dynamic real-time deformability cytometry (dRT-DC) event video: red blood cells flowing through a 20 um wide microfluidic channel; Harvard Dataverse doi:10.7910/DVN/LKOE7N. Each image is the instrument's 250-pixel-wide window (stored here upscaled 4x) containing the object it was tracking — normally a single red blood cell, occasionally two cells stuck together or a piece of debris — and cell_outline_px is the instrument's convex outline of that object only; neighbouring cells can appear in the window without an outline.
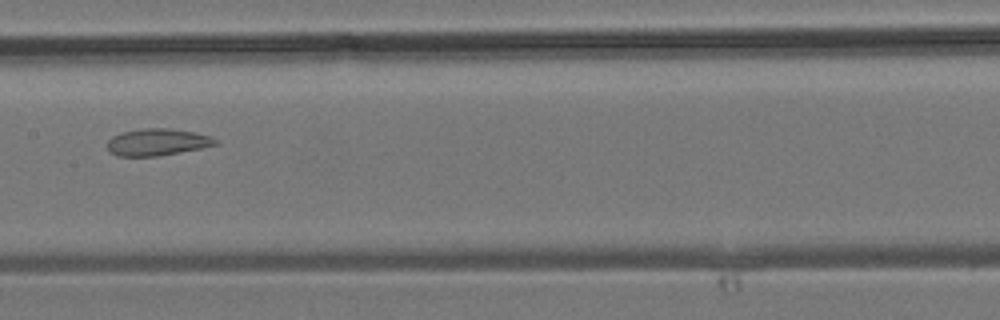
{"species": "common noctule bat (a hibernating species)", "species_latin": "Nyctalus noctula", "temperature_condition": "room temperature", "stored_images_in_passage": 37, "segment_of_instrument_passage": [2, 2], "camera_frame_rate_fps": 3000, "um_per_image_px": 0.085, "animal": {"sex": "male", "body_mass_g": 19.2, "forearm_length_mm": 51.8}, "frame": {"image": 1, "passage_image": 17, "time_ms": 5.333, "image_size_px": [1000, 320], "cell_outline_px": [[220, 144], [160, 156], [120, 156], [108, 152], [108, 140], [112, 136], [120, 132], [140, 128], [168, 128], [192, 132], [212, 136]], "centroid_in_image_um": [13.35, 12.08], "position_along_channel_um": 194.1, "area_um2": 17.05}}
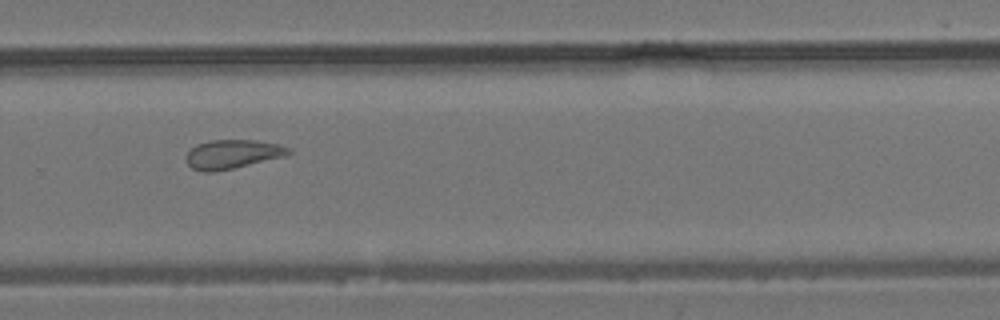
{"frame": {"image": 2, "passage_image": 24, "time_ms": 7.667, "image_size_px": [1000, 320], "cell_outline_px": [[292, 152], [288, 156], [232, 168], [212, 172], [200, 172], [192, 168], [184, 160], [184, 156], [196, 144], [208, 140], [256, 140], [280, 144], [292, 148]], "centroid_in_image_um": [19.77, 13.1], "position_along_channel_um": 310.0, "area_um2": 17.63}}
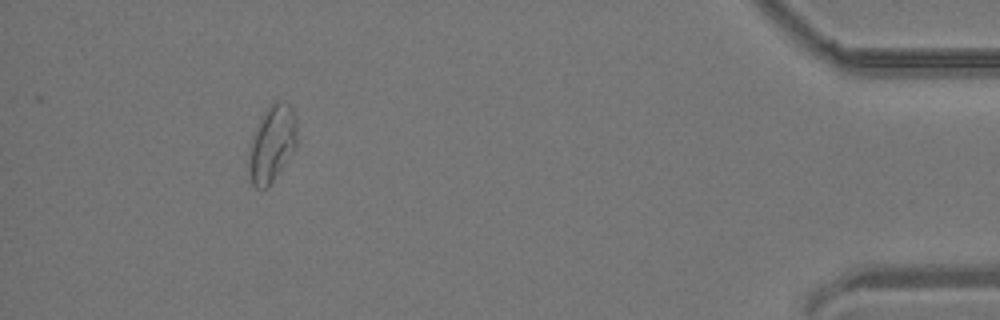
{"frame": {"image": 3, "passage_image": 34, "time_ms": 11.0, "image_size_px": [1000, 320], "cell_outline_px": [[296, 148], [268, 188], [256, 188], [252, 184], [248, 172], [248, 160], [252, 136], [260, 116], [268, 104], [276, 100], [280, 100], [288, 104], [292, 108], [296, 120]], "centroid_in_image_um": [23.1, 12.2], "position_along_channel_um": 412.1, "area_um2": 21.85}}